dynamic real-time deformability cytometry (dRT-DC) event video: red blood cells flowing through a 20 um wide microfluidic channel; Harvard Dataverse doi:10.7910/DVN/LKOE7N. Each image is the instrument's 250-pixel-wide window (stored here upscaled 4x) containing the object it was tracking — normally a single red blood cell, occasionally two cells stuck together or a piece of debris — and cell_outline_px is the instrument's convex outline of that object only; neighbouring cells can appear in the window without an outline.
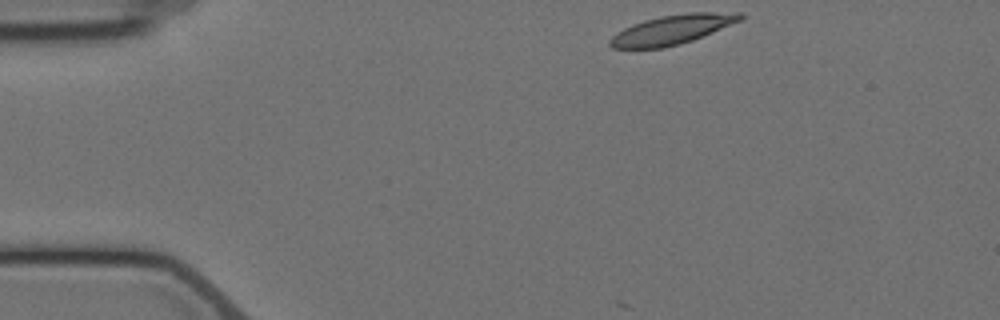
{"species": "Egyptian fruit bat (a non-hibernating species)", "species_latin": "Rousettus aegyptiacus", "temperature_condition": "cold", "stored_images_in_passage": 3, "camera_frame_rate_fps": 3000, "um_per_image_px": 0.085, "animal": {"sex": "female"}, "frame": {"image": 1, "passage_image": 1, "time_ms": 0.0, "image_size_px": [1000, 320], "cell_outline_px": [[744, 16], [740, 20], [692, 40], [680, 44], [664, 48], [612, 48], [608, 44], [608, 40], [616, 32], [632, 24], [644, 20], [660, 16], [688, 12], [744, 12]], "centroid_in_image_um": [57.09, 2.51], "position_along_channel_um": 27.9, "area_um2": 22.25}}